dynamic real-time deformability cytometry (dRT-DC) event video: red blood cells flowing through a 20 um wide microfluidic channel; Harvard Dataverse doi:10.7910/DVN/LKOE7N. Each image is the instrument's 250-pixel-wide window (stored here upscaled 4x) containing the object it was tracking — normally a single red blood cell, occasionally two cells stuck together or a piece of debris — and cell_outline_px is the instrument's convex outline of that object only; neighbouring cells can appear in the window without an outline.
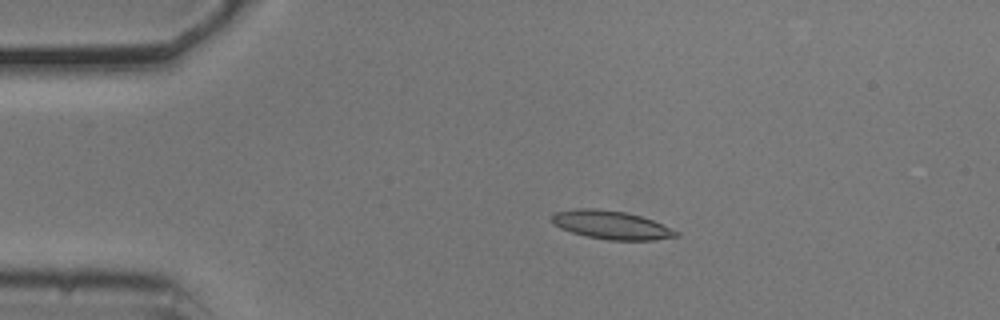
{"species": "common noctule bat (a hibernating species)", "species_latin": "Nyctalus noctula", "temperature_condition": "cold", "stored_images_in_passage": 54, "camera_frame_rate_fps": 3000, "um_per_image_px": 0.085, "animal": {"sex": "male", "body_mass_g": 20.5, "forearm_length_mm": 52.5}, "frame": {"image": 1, "passage_image": 11, "time_ms": 3.333, "image_size_px": [1000, 320], "cell_outline_px": [[680, 236], [656, 240], [608, 240], [588, 236], [572, 232], [560, 228], [552, 220], [552, 216], [556, 212], [576, 208], [596, 208], [624, 212], [640, 216], [652, 220], [680, 232]], "centroid_in_image_um": [52.0, 19.12], "position_along_channel_um": 33.0, "area_um2": 20.4}}
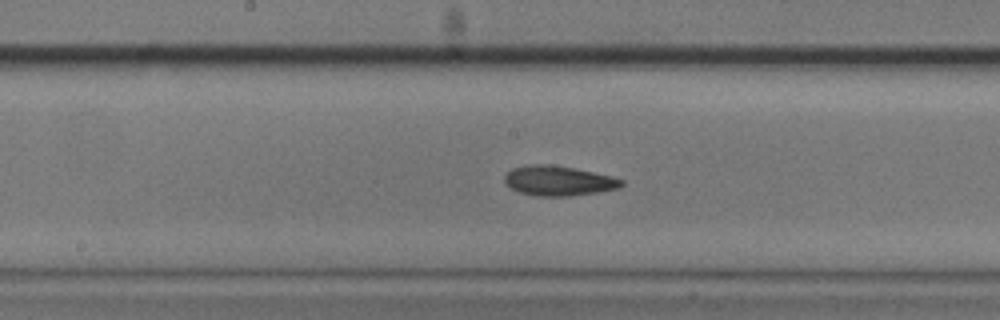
{"frame": {"image": 2, "passage_image": 28, "time_ms": 9.0, "image_size_px": [1000, 320], "cell_outline_px": [[624, 184], [620, 188], [572, 196], [536, 196], [520, 192], [504, 184], [504, 176], [512, 168], [528, 164], [548, 164], [576, 168], [612, 176], [624, 180]], "centroid_in_image_um": [47.47, 15.36], "position_along_channel_um": 200.7, "area_um2": 20.52}}
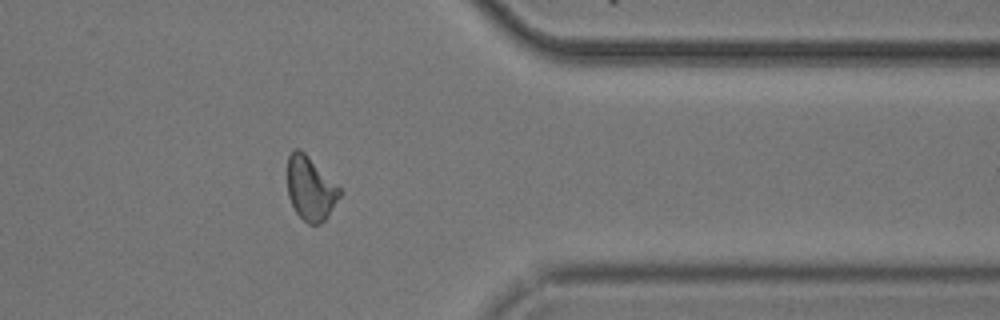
{"frame": {"image": 3, "passage_image": 44, "time_ms": 14.333, "image_size_px": [1000, 320], "cell_outline_px": [[344, 192], [328, 216], [320, 224], [308, 224], [296, 212], [288, 196], [288, 156], [292, 148], [300, 148]], "centroid_in_image_um": [26.4, 16.02], "position_along_channel_um": 385.0, "area_um2": 19.42}, "authors_computed_cell_mechanics": {"area_um2": 19.7387, "velocity_mm_per_s": 3.7038, "shape_relaxation_time_tau1_ms": 3.7708, "shape_relaxation_time_tau2_ms": 4.395, "deformation_change_tau1": 0.134, "deformation_change_tau2": 0.1266}}